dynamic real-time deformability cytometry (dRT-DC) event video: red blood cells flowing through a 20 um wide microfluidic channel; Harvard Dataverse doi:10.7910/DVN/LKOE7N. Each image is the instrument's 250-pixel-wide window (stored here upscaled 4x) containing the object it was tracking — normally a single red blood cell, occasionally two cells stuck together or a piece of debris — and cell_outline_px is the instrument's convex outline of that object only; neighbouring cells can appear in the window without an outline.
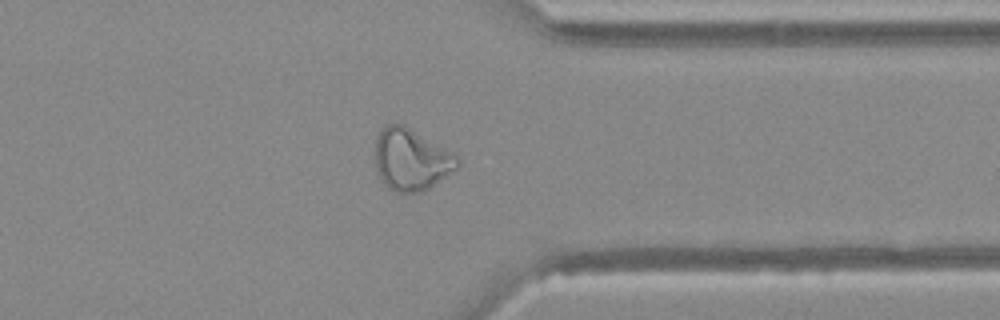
{"species": "Egyptian fruit bat (a non-hibernating species)", "species_latin": "Rousettus aegyptiacus", "temperature_condition": "warm", "stored_images_in_passage": 44, "camera_frame_rate_fps": 3000, "um_per_image_px": 0.085, "animal": {"sex": "female"}, "frame": {"image": 1, "passage_image": 38, "time_ms": 12.333, "image_size_px": [1000, 320], "cell_outline_px": [[460, 164], [456, 168], [424, 192], [396, 192], [388, 188], [384, 184], [376, 172], [376, 136], [388, 124], [404, 124], [452, 152], [460, 160]], "centroid_in_image_um": [34.94, 13.57], "position_along_channel_um": 376.5, "area_um2": 29.42}}